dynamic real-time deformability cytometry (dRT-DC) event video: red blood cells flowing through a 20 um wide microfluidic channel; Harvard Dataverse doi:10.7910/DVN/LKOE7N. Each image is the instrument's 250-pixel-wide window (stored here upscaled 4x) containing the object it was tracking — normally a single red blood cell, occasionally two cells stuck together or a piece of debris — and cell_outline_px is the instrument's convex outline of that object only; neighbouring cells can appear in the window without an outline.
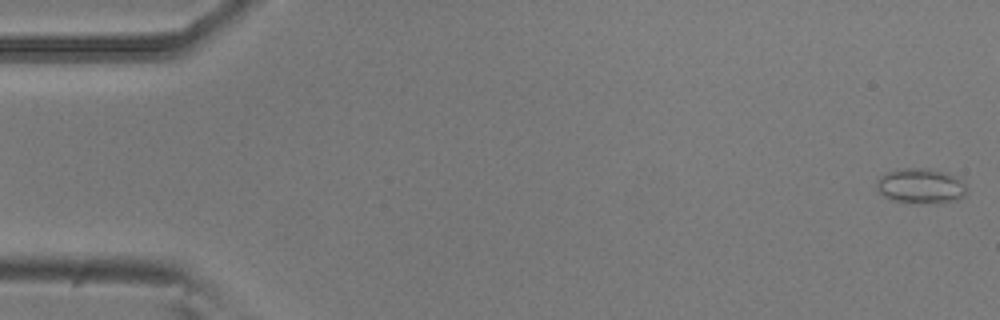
{"species": "common noctule bat (a hibernating species)", "species_latin": "Nyctalus noctula", "temperature_condition": "room temperature", "stored_images_in_passage": 53, "camera_frame_rate_fps": 3000, "um_per_image_px": 0.085, "animal": {"sex": "male", "body_mass_g": 20.5, "forearm_length_mm": 52.5}, "frame": {"image": 1, "passage_image": 1, "time_ms": 0.0, "image_size_px": [1000, 320], "cell_outline_px": [[968, 188], [964, 196], [956, 200], [944, 204], [920, 204], [892, 200], [884, 196], [876, 188], [876, 180], [880, 176], [896, 168], [928, 168], [944, 172], [960, 180]], "centroid_in_image_um": [78.25, 15.83], "position_along_channel_um": 6.7, "area_um2": 18.79}}
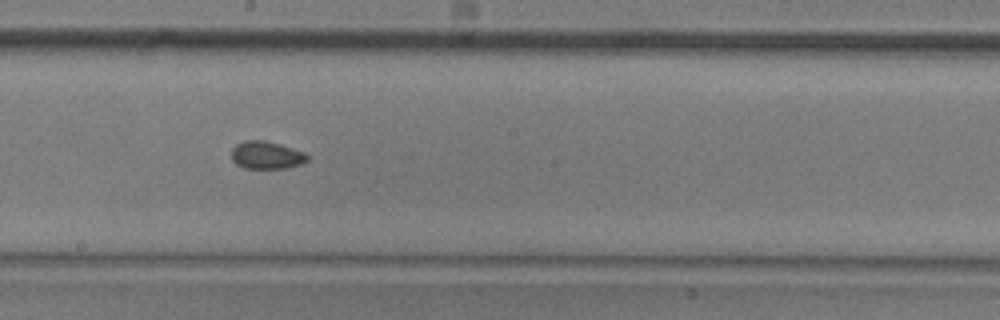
{"frame": {"image": 2, "passage_image": 29, "time_ms": 9.333, "image_size_px": [1000, 320], "cell_outline_px": [[308, 160], [300, 164], [284, 168], [244, 168], [236, 164], [232, 160], [232, 148], [236, 144], [244, 140], [264, 140], [280, 144], [304, 152], [308, 156]], "centroid_in_image_um": [22.62, 13.18], "position_along_channel_um": 225.6, "area_um2": 12.2}}
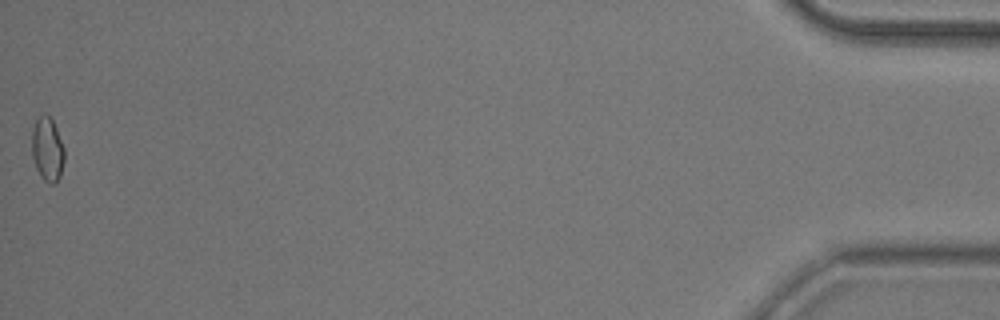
{"frame": {"image": 3, "passage_image": 53, "time_ms": 17.333, "image_size_px": [1000, 320], "cell_outline_px": [[64, 160], [60, 176], [56, 184], [48, 184], [40, 176], [36, 168], [32, 156], [32, 128], [36, 120], [44, 112], [52, 120], [56, 128], [64, 148]], "centroid_in_image_um": [4.02, 12.72], "position_along_channel_um": 431.2, "area_um2": 12.2}, "authors_computed_cell_mechanics": {"area_um2": 12.1958, "velocity_mm_per_s": 3.8214, "shape_relaxation_time_tau1_ms": null, "shape_relaxation_time_tau2_ms": 2.0551, "deformation_change_tau1": null, "deformation_change_tau2": 0.0606}}